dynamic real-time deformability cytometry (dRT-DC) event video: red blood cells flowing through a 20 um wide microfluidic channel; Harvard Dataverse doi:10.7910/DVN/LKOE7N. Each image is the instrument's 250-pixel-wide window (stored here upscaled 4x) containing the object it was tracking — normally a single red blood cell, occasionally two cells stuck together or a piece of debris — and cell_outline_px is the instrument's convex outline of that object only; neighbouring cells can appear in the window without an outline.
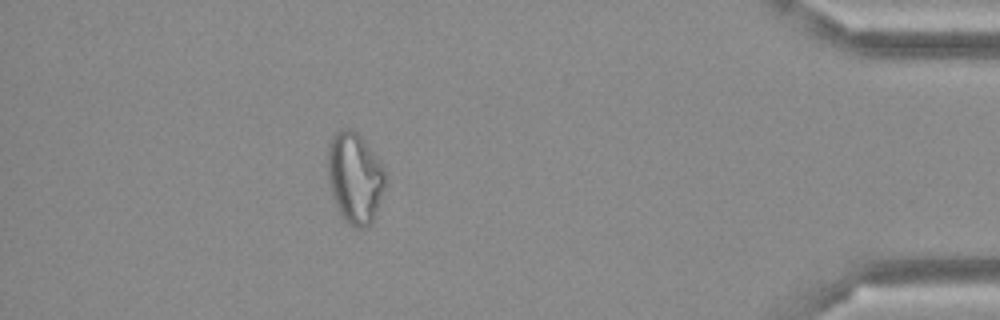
{"species": "Egyptian fruit bat (a non-hibernating species)", "species_latin": "Rousettus aegyptiacus", "temperature_condition": "cold", "stored_images_in_passage": 35, "camera_frame_rate_fps": 3000, "um_per_image_px": 0.085, "frame": {"image": 1, "passage_image": 30, "time_ms": 9.667, "image_size_px": [1000, 320], "cell_outline_px": [[384, 184], [372, 224], [364, 228], [356, 228], [348, 224], [340, 216], [332, 196], [328, 180], [328, 144], [332, 136], [340, 128], [352, 128], [364, 140], [380, 160], [384, 168]], "centroid_in_image_um": [30.13, 15.11], "position_along_channel_um": 405.1, "area_um2": 30.58}}